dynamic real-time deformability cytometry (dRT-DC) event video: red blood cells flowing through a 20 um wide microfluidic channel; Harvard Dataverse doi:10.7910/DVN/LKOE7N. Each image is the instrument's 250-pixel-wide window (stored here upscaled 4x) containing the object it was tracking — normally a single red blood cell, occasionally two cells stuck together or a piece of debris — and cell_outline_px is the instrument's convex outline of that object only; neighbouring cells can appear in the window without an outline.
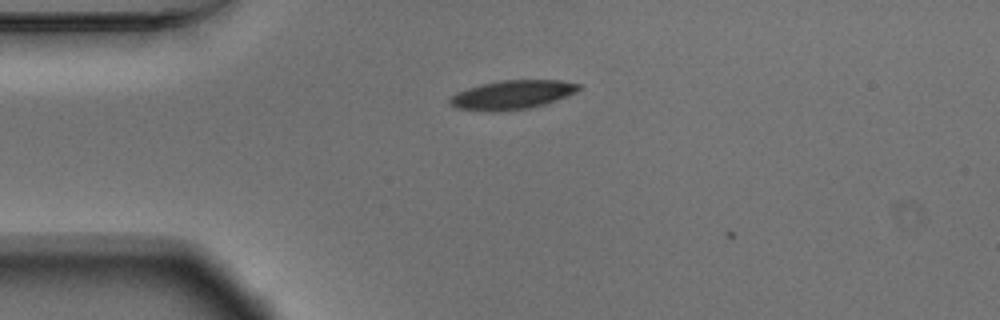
{"species": "Egyptian fruit bat (a non-hibernating species)", "species_latin": "Rousettus aegyptiacus", "temperature_condition": "warm", "stored_images_in_passage": 3, "camera_frame_rate_fps": 3000, "um_per_image_px": 0.085, "animal": {"sex": "male"}, "frame": {"image": 1, "passage_image": 2, "time_ms": 0.333, "image_size_px": [1000, 320], "cell_outline_px": [[580, 88], [576, 92], [556, 100], [544, 104], [528, 108], [500, 112], [492, 112], [456, 108], [448, 104], [448, 100], [456, 92], [480, 84], [500, 80], [560, 80], [580, 84]], "centroid_in_image_um": [43.49, 8.06], "position_along_channel_um": 41.5, "area_um2": 21.85}}